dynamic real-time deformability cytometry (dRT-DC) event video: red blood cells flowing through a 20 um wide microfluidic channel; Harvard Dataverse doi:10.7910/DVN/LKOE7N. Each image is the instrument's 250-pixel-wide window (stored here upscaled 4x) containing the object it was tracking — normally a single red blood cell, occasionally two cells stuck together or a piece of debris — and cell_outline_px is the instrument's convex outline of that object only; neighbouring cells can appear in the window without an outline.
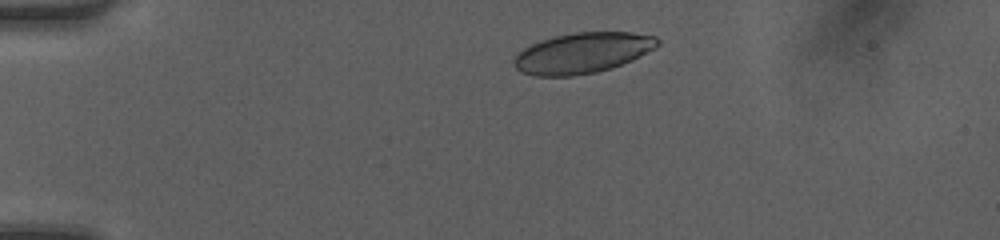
{"species": "human", "species_latin": "Homo sapiens", "temperature_condition": "room temperature", "stored_images_in_passage": 34, "camera_frame_rate_fps": 3000, "um_per_image_px": 0.085, "donor": {"sex": "female"}, "frame": {"image": 1, "passage_image": 2, "time_ms": 0.333, "image_size_px": [1000, 240], "cell_outline_px": [[660, 44], [656, 48], [632, 60], [596, 72], [572, 76], [536, 76], [520, 72], [512, 64], [512, 60], [524, 48], [540, 40], [556, 36], [576, 32], [632, 32], [656, 36], [660, 40]], "centroid_in_image_um": [49.52, 4.5], "position_along_channel_um": 35.5, "area_um2": 33.93}}
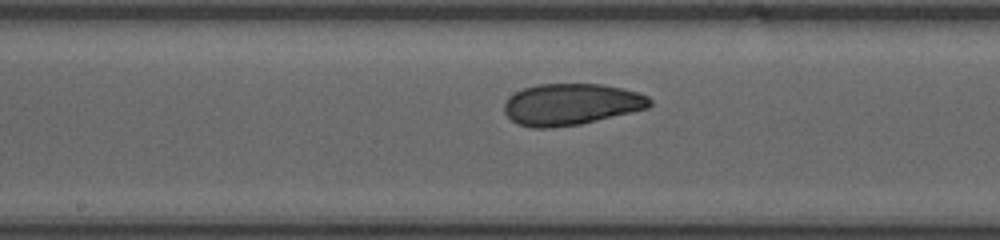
{"frame": {"image": 2, "passage_image": 18, "time_ms": 5.667, "image_size_px": [1000, 240], "cell_outline_px": [[652, 104], [648, 108], [580, 124], [548, 128], [532, 128], [516, 124], [504, 112], [504, 104], [508, 96], [524, 88], [540, 84], [600, 84], [624, 88], [648, 96], [652, 100]], "centroid_in_image_um": [48.53, 8.87], "position_along_channel_um": 199.7, "area_um2": 35.2}}
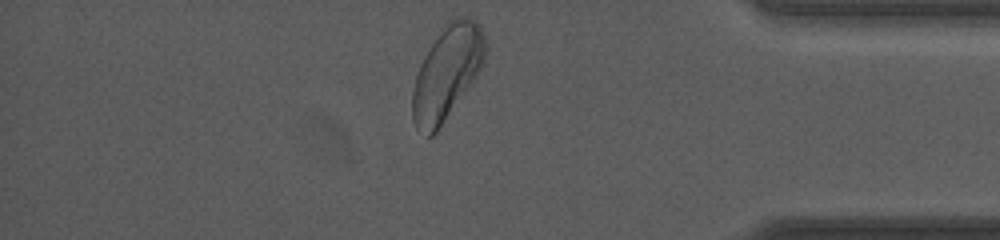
{"frame": {"image": 3, "passage_image": 34, "time_ms": 11.0, "image_size_px": [1000, 240], "cell_outline_px": [[484, 60], [472, 84], [436, 132], [432, 136], [428, 136], [416, 128], [412, 120], [412, 92], [416, 76], [420, 64], [424, 56], [448, 20], [456, 16], [468, 16], [476, 20], [480, 24], [484, 36]], "centroid_in_image_um": [37.98, 6.17], "position_along_channel_um": 397.2, "area_um2": 39.42}, "authors_computed_cell_mechanics": {"area_um2": 35.0557, "velocity_mm_per_s": 4.163, "shape_relaxation_time_tau1_ms": 3.7734, "shape_relaxation_time_tau2_ms": 1.72, "deformation_change_tau1": 0.1276, "deformation_change_tau2": 0.0672}}